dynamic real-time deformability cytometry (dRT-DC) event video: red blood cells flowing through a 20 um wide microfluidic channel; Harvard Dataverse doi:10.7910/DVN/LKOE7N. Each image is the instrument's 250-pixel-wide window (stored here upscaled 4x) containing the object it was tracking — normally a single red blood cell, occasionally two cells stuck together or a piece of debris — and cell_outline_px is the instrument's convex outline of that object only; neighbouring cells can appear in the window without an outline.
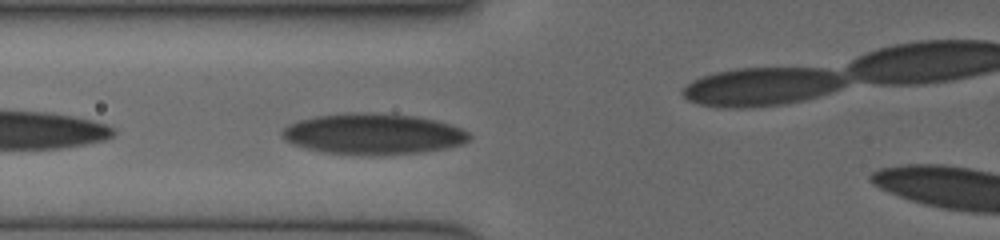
{"species": "human", "species_latin": "Homo sapiens", "temperature_condition": "cold", "stored_images_in_passage": 7, "camera_frame_rate_fps": 3000, "um_per_image_px": 0.085, "donor": {"sex": "female"}, "frame": {"image": 1, "passage_image": 6, "time_ms": 3.0, "image_size_px": [1000, 240], "cell_outline_px": [[472, 136], [464, 144], [448, 148], [420, 152], [324, 152], [292, 144], [284, 140], [280, 136], [280, 132], [288, 124], [300, 120], [316, 116], [416, 116], [436, 120], [460, 128], [468, 132]], "centroid_in_image_um": [31.75, 11.4], "position_along_channel_um": 94.1, "area_um2": 41.79}}